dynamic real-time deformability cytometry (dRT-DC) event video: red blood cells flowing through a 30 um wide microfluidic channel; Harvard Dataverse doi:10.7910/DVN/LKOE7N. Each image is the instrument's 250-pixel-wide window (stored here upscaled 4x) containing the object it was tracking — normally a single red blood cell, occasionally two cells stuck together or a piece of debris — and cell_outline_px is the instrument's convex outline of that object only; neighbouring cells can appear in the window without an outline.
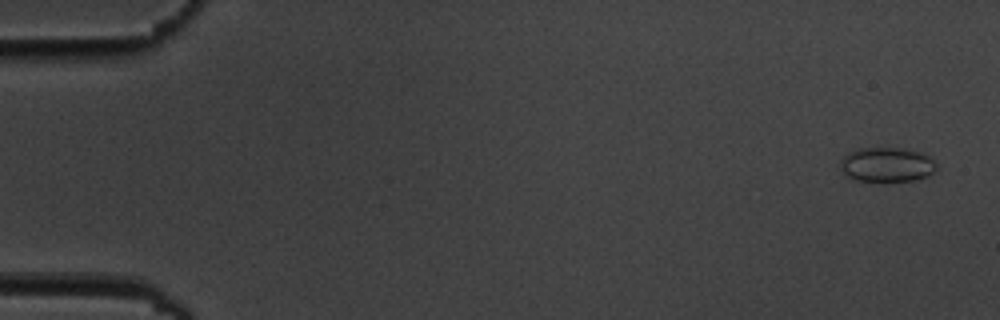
{"species": "common noctule bat (a hibernating species)", "species_latin": "Nyctalus noctula", "temperature_condition": "cold", "stored_images_in_passage": 5, "camera_frame_rate_fps": 3000, "um_per_image_px": 0.085, "animal": {"sex": "male", "body_mass_g": 19.5, "forearm_length_mm": 54.6}, "frame": {"image": 1, "passage_image": 1, "time_ms": 0.0, "image_size_px": [1000, 320], "cell_outline_px": [[936, 168], [928, 176], [916, 180], [856, 180], [848, 176], [840, 168], [840, 160], [848, 152], [856, 148], [900, 148], [916, 152], [928, 156], [936, 164]], "centroid_in_image_um": [75.34, 13.98], "position_along_channel_um": 9.7, "area_um2": 18.96}}
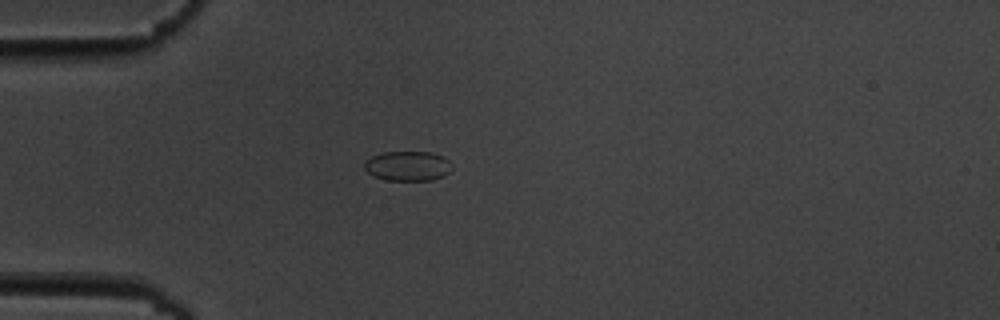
{"frame": {"image": 2, "passage_image": 5, "time_ms": 4.667, "image_size_px": [1000, 320], "cell_outline_px": [[452, 168], [444, 176], [432, 180], [384, 180], [372, 176], [364, 168], [364, 164], [372, 156], [384, 152], [432, 152], [444, 156], [452, 164]], "centroid_in_image_um": [34.68, 14.11], "position_along_channel_um": 50.3, "area_um2": 15.26}}